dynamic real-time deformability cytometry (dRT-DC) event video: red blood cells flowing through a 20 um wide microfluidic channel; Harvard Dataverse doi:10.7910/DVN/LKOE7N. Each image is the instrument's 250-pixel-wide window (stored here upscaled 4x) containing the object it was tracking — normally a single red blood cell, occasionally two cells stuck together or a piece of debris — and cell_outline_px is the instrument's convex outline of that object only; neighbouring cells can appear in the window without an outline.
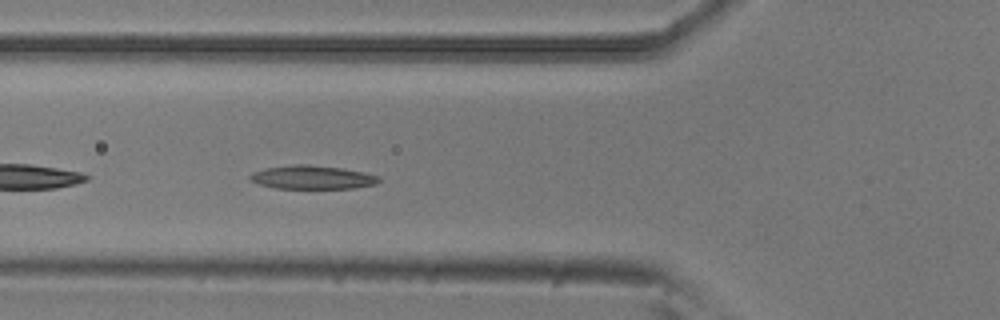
{"species": "common noctule bat (a hibernating species)", "species_latin": "Nyctalus noctula", "temperature_condition": "room temperature", "stored_images_in_passage": 38, "camera_frame_rate_fps": 3000, "um_per_image_px": 0.085, "animal": {"sex": "male", "body_mass_g": 20.5, "forearm_length_mm": 52.5}, "frame": {"image": 1, "passage_image": 5, "time_ms": 1.333, "image_size_px": [1000, 320], "cell_outline_px": [[380, 180], [376, 184], [356, 188], [276, 188], [260, 184], [248, 180], [248, 176], [252, 172], [264, 168], [292, 164], [308, 164], [340, 168], [364, 172], [380, 176]], "centroid_in_image_um": [26.52, 15.06], "position_along_channel_um": 99.3, "area_um2": 17.8}}
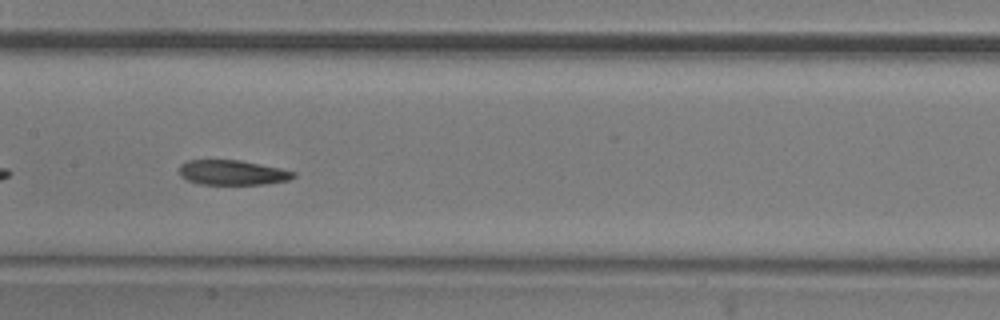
{"frame": {"image": 2, "passage_image": 12, "time_ms": 3.667, "image_size_px": [1000, 320], "cell_outline_px": [[296, 176], [288, 180], [264, 184], [200, 184], [188, 180], [180, 176], [180, 164], [188, 160], [240, 160], [280, 168], [296, 172]], "centroid_in_image_um": [19.76, 14.66], "position_along_channel_um": 187.6, "area_um2": 16.47}}
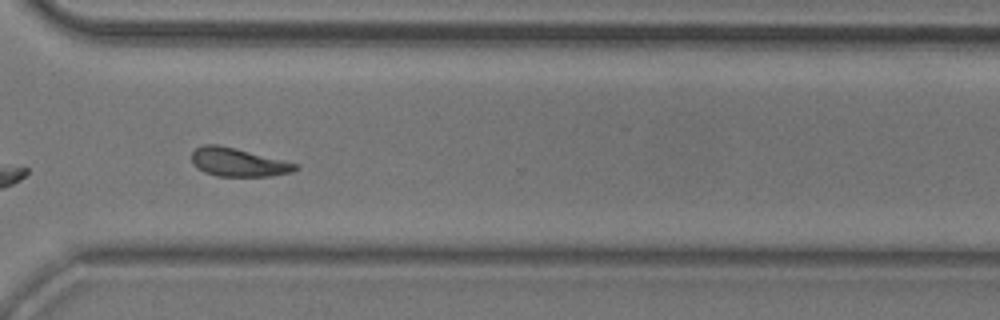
{"frame": {"image": 3, "passage_image": 25, "time_ms": 8.0, "image_size_px": [1000, 320], "cell_outline_px": [[300, 168], [292, 172], [272, 176], [216, 176], [204, 172], [196, 168], [192, 164], [192, 152], [196, 148], [204, 144], [216, 144], [236, 148], [284, 160], [296, 164]], "centroid_in_image_um": [20.23, 13.79], "position_along_channel_um": 350.4, "area_um2": 17.28}, "authors_computed_cell_mechanics": {"area_um2": 17.6001, "velocity_mm_per_s": 3.7691, "shape_relaxation_time_tau1_ms": 6.2096, "shape_relaxation_time_tau2_ms": null, "deformation_change_tau1": 0.1602, "deformation_change_tau2": null}}